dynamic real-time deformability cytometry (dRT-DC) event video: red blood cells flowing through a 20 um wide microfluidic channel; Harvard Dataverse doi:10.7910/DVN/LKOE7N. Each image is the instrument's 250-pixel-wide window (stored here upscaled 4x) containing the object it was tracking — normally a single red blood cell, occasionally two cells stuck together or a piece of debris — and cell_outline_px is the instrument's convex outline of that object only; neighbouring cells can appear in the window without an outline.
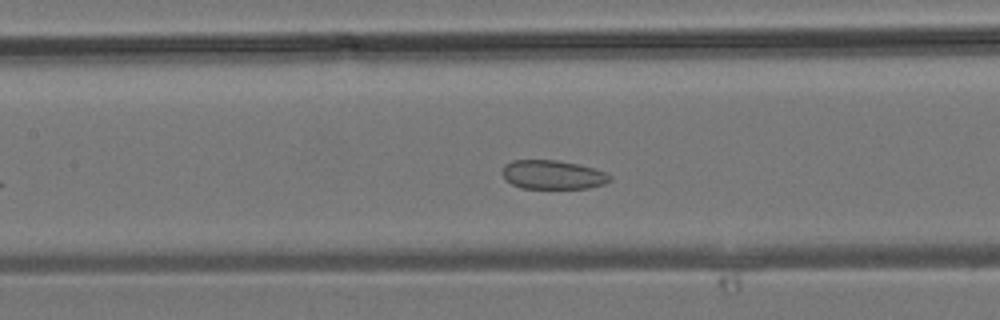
{"species": "common noctule bat (a hibernating species)", "species_latin": "Nyctalus noctula", "temperature_condition": "room temperature", "stored_images_in_passage": 24, "camera_frame_rate_fps": 3000, "um_per_image_px": 0.085, "animal": {"sex": "male", "body_mass_g": 19.2, "forearm_length_mm": 51.8}, "frame": {"image": 1, "passage_image": 6, "time_ms": 1.667, "image_size_px": [1000, 320], "cell_outline_px": [[612, 180], [604, 184], [588, 188], [520, 188], [512, 184], [504, 176], [504, 164], [512, 160], [556, 160], [580, 164], [604, 172], [612, 176]], "centroid_in_image_um": [47.02, 14.85], "position_along_channel_um": 160.4, "area_um2": 18.03}}
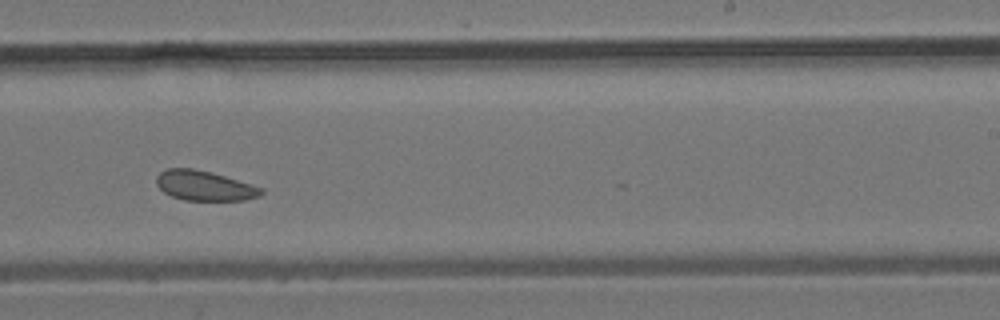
{"frame": {"image": 2, "passage_image": 12, "time_ms": 3.667, "image_size_px": [1000, 320], "cell_outline_px": [[264, 192], [260, 196], [244, 200], [184, 200], [172, 196], [164, 192], [156, 184], [156, 176], [160, 172], [168, 168], [192, 168], [224, 176], [252, 184], [264, 188]], "centroid_in_image_um": [17.38, 15.79], "position_along_channel_um": 271.6, "area_um2": 18.15}}
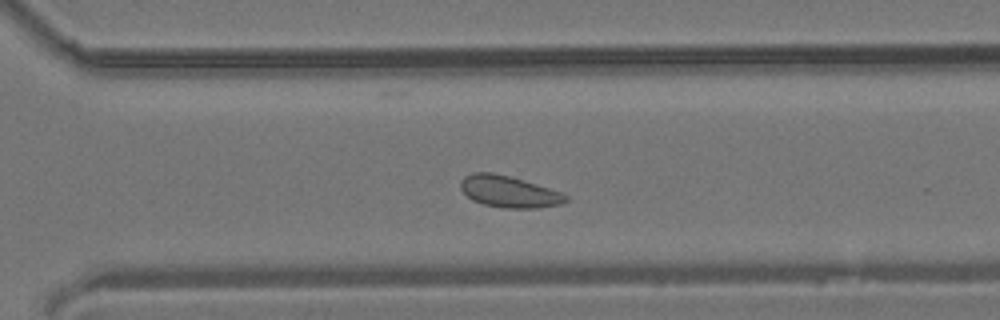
{"frame": {"image": 3, "passage_image": 15, "time_ms": 4.667, "image_size_px": [1000, 320], "cell_outline_px": [[568, 200], [560, 204], [536, 208], [504, 208], [484, 204], [472, 200], [460, 188], [460, 180], [464, 176], [472, 172], [492, 172], [508, 176], [536, 184], [560, 192], [568, 196]], "centroid_in_image_um": [43.22, 16.28], "position_along_channel_um": 327.4, "area_um2": 19.19}}